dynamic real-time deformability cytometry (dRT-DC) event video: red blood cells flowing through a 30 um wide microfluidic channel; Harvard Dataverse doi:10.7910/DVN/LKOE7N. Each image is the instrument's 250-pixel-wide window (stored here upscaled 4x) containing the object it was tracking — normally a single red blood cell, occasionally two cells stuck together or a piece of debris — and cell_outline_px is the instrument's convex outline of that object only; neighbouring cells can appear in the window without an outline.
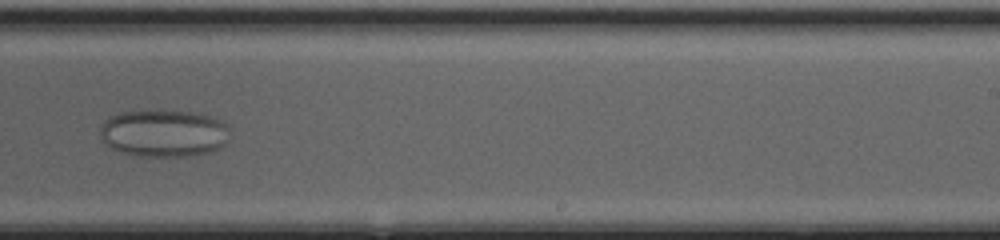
{"species": "common noctule bat (a hibernating species)", "species_latin": "Nyctalus noctula", "temperature_condition": "cold", "stored_images_in_passage": 50, "camera_frame_rate_fps": 3000, "um_per_image_px": 0.085, "animal": {"sex": "female", "body_mass_g": 20.0, "forearm_length_mm": 54.0}, "frame": {"image": 1, "passage_image": 32, "time_ms": 10.333, "image_size_px": [1000, 240], "cell_outline_px": [[228, 144], [220, 148], [208, 152], [188, 156], [140, 156], [120, 152], [108, 148], [100, 136], [100, 128], [104, 120], [120, 112], [160, 108], [192, 112], [208, 116], [220, 120], [228, 124]], "centroid_in_image_um": [13.9, 11.3], "position_along_channel_um": 275.1, "area_um2": 36.59}}